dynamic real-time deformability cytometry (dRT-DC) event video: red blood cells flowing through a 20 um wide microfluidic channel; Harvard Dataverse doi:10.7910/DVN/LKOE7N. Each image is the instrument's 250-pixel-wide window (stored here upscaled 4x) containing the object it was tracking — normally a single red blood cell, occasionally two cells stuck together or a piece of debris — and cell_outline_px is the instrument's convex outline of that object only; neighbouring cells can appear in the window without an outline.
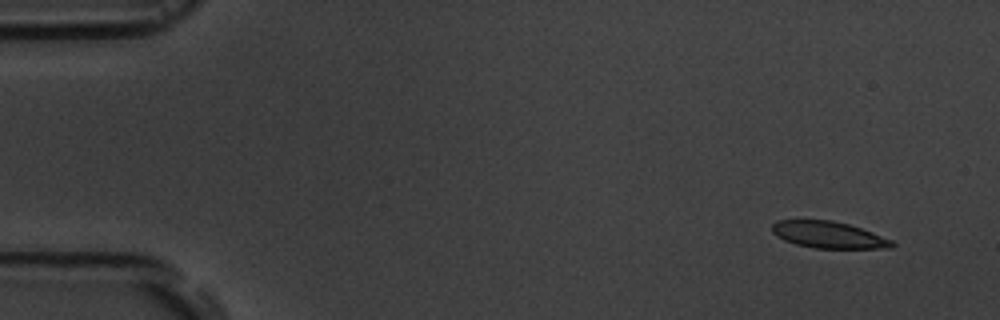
{"species": "common noctule bat (a hibernating species)", "species_latin": "Nyctalus noctula", "temperature_condition": "room temperature", "stored_images_in_passage": 16, "camera_frame_rate_fps": 3000, "um_per_image_px": 0.085, "animal": {"sex": "male", "body_mass_g": 19.5, "forearm_length_mm": 54.6}, "frame": {"image": 1, "passage_image": 1, "time_ms": 0.0, "image_size_px": [1000, 320], "cell_outline_px": [[896, 244], [892, 248], [812, 248], [796, 244], [784, 240], [776, 236], [772, 232], [772, 224], [776, 220], [832, 220], [848, 224], [872, 232], [892, 240]], "centroid_in_image_um": [70.41, 19.96], "position_along_channel_um": 14.6, "area_um2": 18.67}}
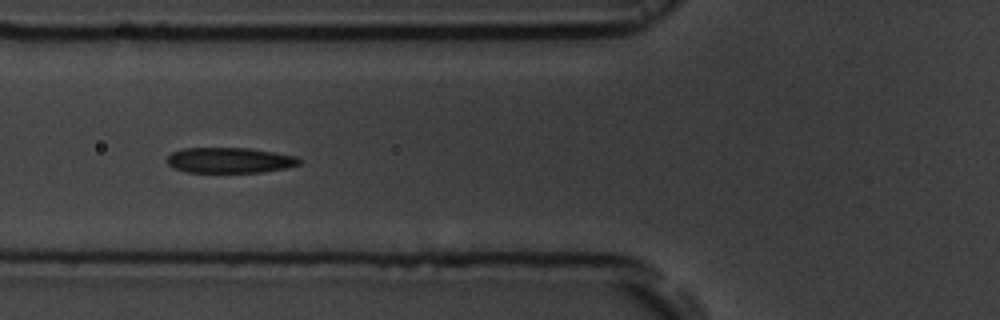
{"frame": {"image": 2, "passage_image": 6, "time_ms": 5.667, "image_size_px": [1000, 320], "cell_outline_px": [[304, 160], [300, 164], [284, 168], [260, 172], [184, 172], [168, 164], [168, 156], [172, 152], [184, 148], [248, 148], [276, 152], [296, 156]], "centroid_in_image_um": [19.56, 13.61], "position_along_channel_um": 106.2, "area_um2": 19.59}}
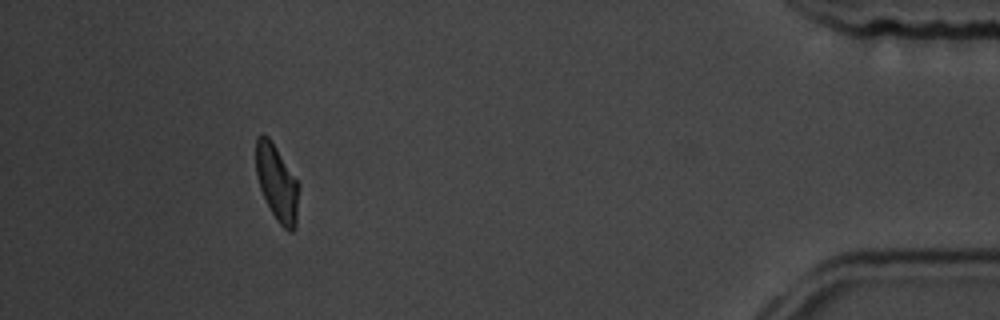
{"frame": {"image": 3, "passage_image": 15, "time_ms": 15.667, "image_size_px": [1000, 320], "cell_outline_px": [[300, 188], [296, 228], [292, 232], [288, 232], [276, 220], [260, 188], [256, 172], [256, 136], [260, 132], [264, 132], [272, 140], [300, 184]], "centroid_in_image_um": [23.56, 15.52], "position_along_channel_um": 411.6, "area_um2": 19.42}, "authors_computed_cell_mechanics": {"area_um2": 20.2878, "velocity_mm_per_s": 3.6619, "shape_relaxation_time_tau1_ms": 2.9805, "shape_relaxation_time_tau2_ms": 0.1955, "deformation_change_tau1": 0.1265, "deformation_change_tau2": 0.0717}}